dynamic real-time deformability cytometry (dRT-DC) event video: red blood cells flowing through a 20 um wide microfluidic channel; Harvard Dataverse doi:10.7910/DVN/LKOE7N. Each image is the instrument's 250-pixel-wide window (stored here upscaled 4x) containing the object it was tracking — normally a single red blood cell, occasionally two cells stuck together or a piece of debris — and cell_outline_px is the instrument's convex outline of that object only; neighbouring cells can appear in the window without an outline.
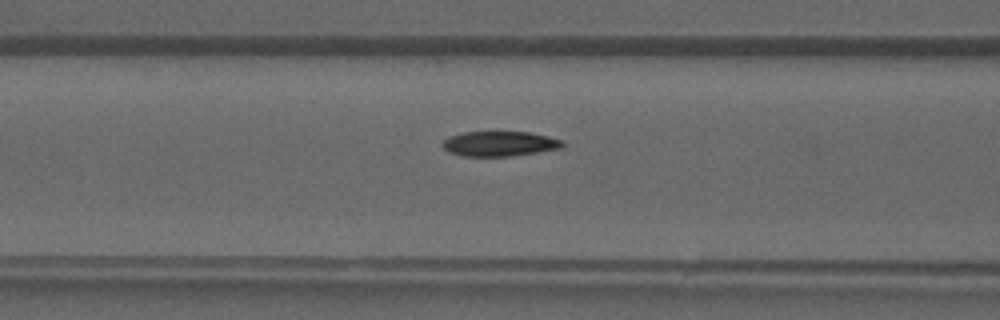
{"species": "common noctule bat (a hibernating species)", "species_latin": "Nyctalus noctula", "temperature_condition": "warm", "stored_images_in_passage": 24, "camera_frame_rate_fps": 3000, "um_per_image_px": 0.085, "animal": {"sex": "male", "forearm_length_mm": 52.5}, "frame": {"image": 1, "passage_image": 4, "time_ms": 1.0, "image_size_px": [1000, 320], "cell_outline_px": [[564, 148], [512, 156], [460, 156], [448, 152], [440, 144], [444, 140], [452, 136], [464, 132], [528, 132], [564, 140]], "centroid_in_image_um": [42.48, 12.23], "position_along_channel_um": 124.1, "area_um2": 17.51}}
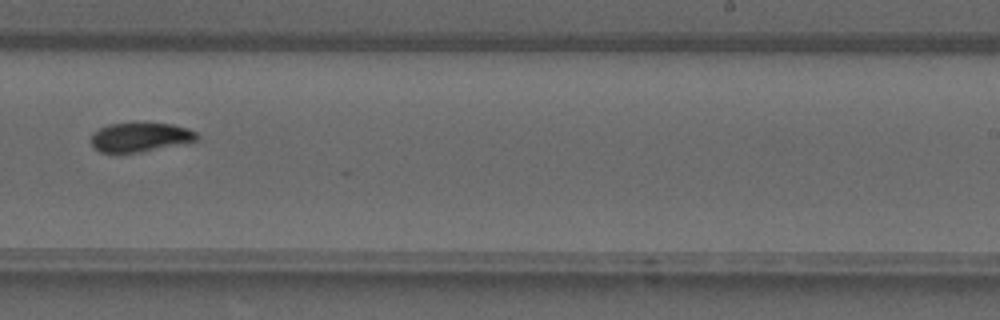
{"frame": {"image": 2, "passage_image": 13, "time_ms": 4.0, "image_size_px": [1000, 320], "cell_outline_px": [[200, 136], [192, 144], [140, 152], [100, 152], [92, 144], [92, 132], [108, 124], [136, 120], [172, 124], [188, 128], [196, 132]], "centroid_in_image_um": [12.01, 11.62], "position_along_channel_um": 277.0, "area_um2": 19.02}}
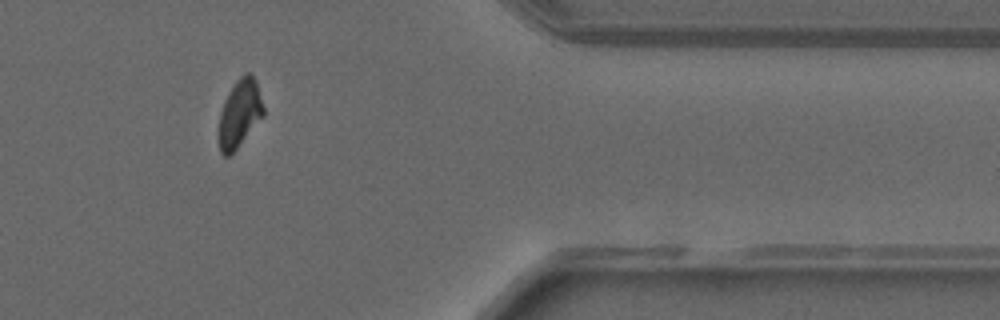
{"frame": {"image": 3, "passage_image": 21, "time_ms": 6.667, "image_size_px": [1000, 320], "cell_outline_px": [[264, 116], [236, 148], [228, 156], [224, 156], [220, 152], [220, 112], [224, 100], [228, 92], [236, 80], [244, 72], [248, 72], [256, 80], [264, 108]], "centroid_in_image_um": [20.39, 9.59], "position_along_channel_um": 391.0, "area_um2": 17.34}}